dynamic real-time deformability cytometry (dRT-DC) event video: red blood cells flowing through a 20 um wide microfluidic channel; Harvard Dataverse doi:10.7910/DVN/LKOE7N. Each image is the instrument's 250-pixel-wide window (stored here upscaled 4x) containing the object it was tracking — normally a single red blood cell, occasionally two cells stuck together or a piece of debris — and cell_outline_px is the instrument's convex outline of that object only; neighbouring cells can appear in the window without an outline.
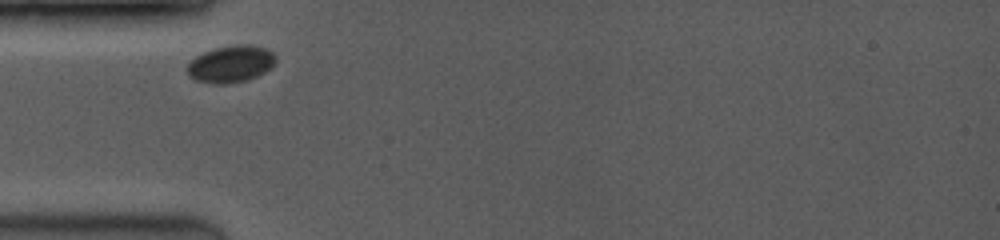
{"species": "common noctule bat (a hibernating species)", "species_latin": "Nyctalus noctula", "temperature_condition": "room temperature", "stored_images_in_passage": 33, "camera_frame_rate_fps": 3500, "um_per_image_px": 0.085, "animal": {"sex": "female", "body_mass_g": 19.0, "forearm_length_mm": 53.3}, "frame": {"image": 1, "passage_image": 1, "time_ms": 0.0, "image_size_px": [1000, 240], "cell_outline_px": [[276, 60], [272, 68], [256, 76], [244, 80], [224, 84], [212, 84], [196, 80], [188, 76], [188, 64], [196, 56], [204, 52], [216, 48], [240, 44], [248, 44], [264, 48], [272, 52], [276, 56]], "centroid_in_image_um": [19.63, 5.44], "position_along_channel_um": 65.4, "area_um2": 18.84}}
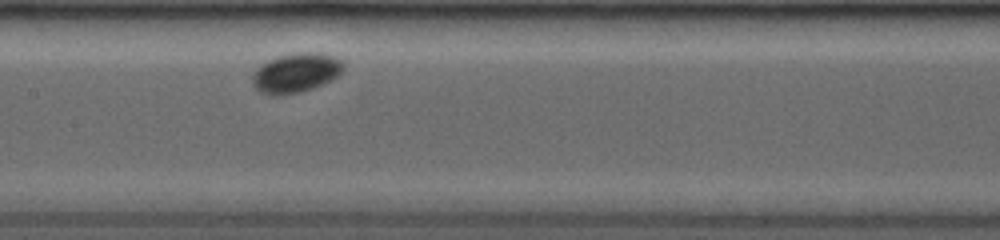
{"frame": {"image": 2, "passage_image": 12, "time_ms": 3.143, "image_size_px": [1000, 240], "cell_outline_px": [[344, 68], [336, 76], [324, 84], [300, 92], [276, 96], [260, 92], [252, 84], [252, 76], [256, 68], [260, 64], [276, 56], [292, 52], [316, 52], [332, 56], [340, 60], [344, 64]], "centroid_in_image_um": [25.11, 6.18], "position_along_channel_um": 182.3, "area_um2": 21.04}}
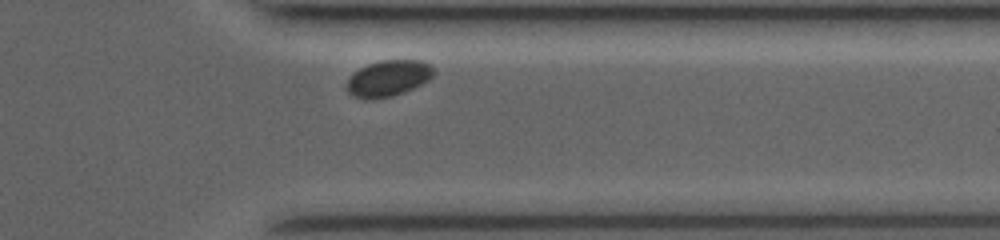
{"frame": {"image": 3, "passage_image": 30, "time_ms": 8.286, "image_size_px": [1000, 240], "cell_outline_px": [[436, 72], [428, 80], [404, 92], [392, 96], [372, 100], [368, 100], [352, 96], [348, 92], [348, 80], [352, 72], [368, 64], [380, 60], [420, 60], [432, 64]], "centroid_in_image_um": [33.01, 6.65], "position_along_channel_um": 378.4, "area_um2": 18.44}, "authors_computed_cell_mechanics": {"area_um2": 19.5364, "velocity_mm_per_s": 3.7604, "shape_relaxation_time_tau1_ms": 0.9907, "shape_relaxation_time_tau2_ms": null, "deformation_change_tau1": 0.022, "deformation_change_tau2": null}}